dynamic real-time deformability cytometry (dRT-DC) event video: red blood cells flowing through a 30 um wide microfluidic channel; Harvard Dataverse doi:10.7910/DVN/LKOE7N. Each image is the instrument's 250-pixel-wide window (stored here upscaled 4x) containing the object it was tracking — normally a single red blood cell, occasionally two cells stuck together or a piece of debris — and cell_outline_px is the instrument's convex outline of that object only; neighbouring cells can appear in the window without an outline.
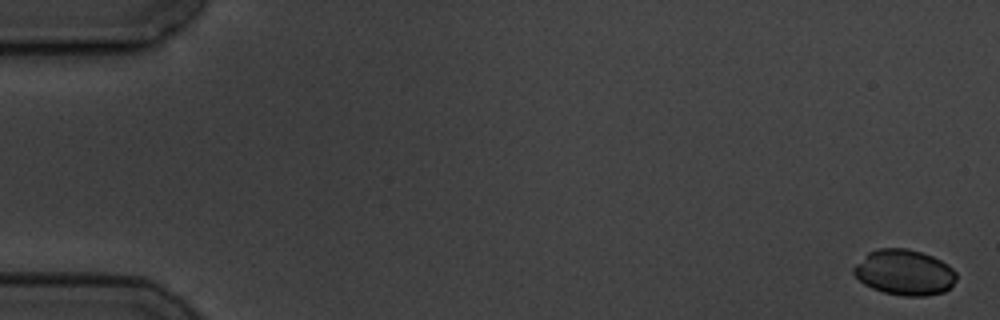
{"species": "common noctule bat (a hibernating species)", "species_latin": "Nyctalus noctula", "temperature_condition": "cold", "stored_images_in_passage": 7, "camera_frame_rate_fps": 3000, "um_per_image_px": 0.085, "animal": {"sex": "male", "body_mass_g": 19.5, "forearm_length_mm": 54.6}, "frame": {"image": 1, "passage_image": 1, "time_ms": 0.0, "image_size_px": [1000, 320], "cell_outline_px": [[956, 280], [944, 292], [928, 296], [904, 296], [884, 292], [872, 288], [864, 284], [852, 272], [852, 268], [868, 252], [880, 248], [908, 248], [932, 256], [948, 264], [956, 272]], "centroid_in_image_um": [76.87, 23.15], "position_along_channel_um": 8.1, "area_um2": 27.22}}
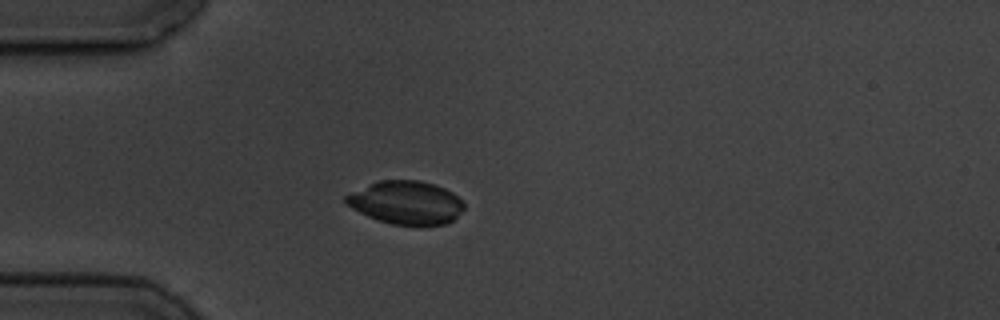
{"frame": {"image": 2, "passage_image": 5, "time_ms": 5.0, "image_size_px": [1000, 320], "cell_outline_px": [[464, 208], [452, 220], [444, 224], [424, 228], [420, 228], [392, 224], [368, 216], [344, 204], [344, 196], [380, 180], [420, 180], [436, 184], [452, 192], [464, 204]], "centroid_in_image_um": [34.54, 17.25], "position_along_channel_um": 50.5, "area_um2": 30.06}}
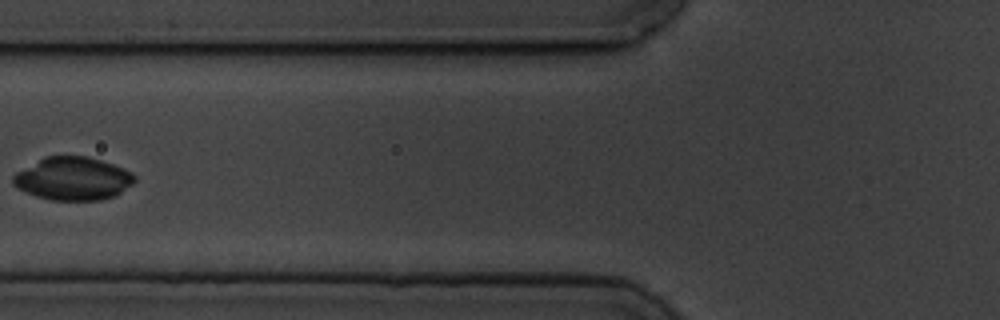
{"frame": {"image": 3, "passage_image": 7, "time_ms": 7.333, "image_size_px": [1000, 320], "cell_outline_px": [[136, 180], [132, 184], [116, 196], [100, 200], [52, 200], [36, 196], [24, 192], [16, 188], [12, 184], [12, 176], [16, 172], [44, 156], [88, 156], [112, 164], [132, 172], [136, 176]], "centroid_in_image_um": [6.18, 15.19], "position_along_channel_um": 119.6, "area_um2": 30.69}}